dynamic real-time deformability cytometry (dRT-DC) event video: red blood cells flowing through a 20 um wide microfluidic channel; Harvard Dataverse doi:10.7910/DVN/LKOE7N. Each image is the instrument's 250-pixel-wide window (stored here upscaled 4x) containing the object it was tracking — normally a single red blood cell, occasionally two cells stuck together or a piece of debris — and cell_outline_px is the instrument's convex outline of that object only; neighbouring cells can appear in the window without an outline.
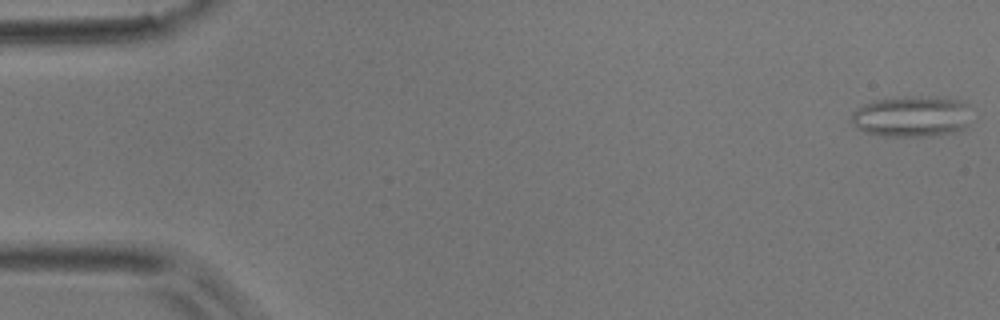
{"species": "common noctule bat (a hibernating species)", "species_latin": "Nyctalus noctula", "temperature_condition": "room temperature", "stored_images_in_passage": 50, "camera_frame_rate_fps": 3000, "um_per_image_px": 0.085, "animal": {"sex": "male", "body_mass_g": 17.9}, "frame": {"image": 1, "passage_image": 1, "time_ms": 0.0, "image_size_px": [1000, 320], "cell_outline_px": [[968, 124], [960, 132], [936, 136], [876, 136], [864, 132], [856, 128], [852, 120], [852, 112], [856, 108], [864, 104], [876, 100], [936, 96], [960, 100], [968, 104]], "centroid_in_image_um": [77.52, 9.93], "position_along_channel_um": 7.5, "area_um2": 28.78}}
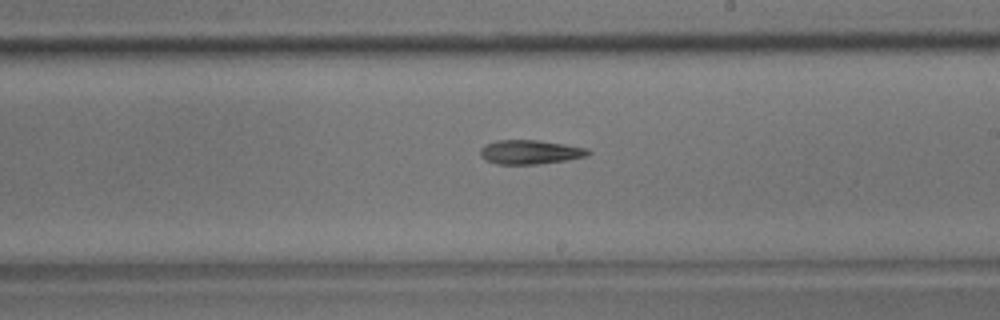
{"frame": {"image": 2, "passage_image": 29, "time_ms": 9.333, "image_size_px": [1000, 320], "cell_outline_px": [[592, 152], [588, 156], [568, 160], [540, 164], [496, 164], [484, 160], [480, 156], [480, 148], [484, 144], [496, 140], [536, 140], [564, 144], [588, 148]], "centroid_in_image_um": [45.05, 12.93], "position_along_channel_um": 244.0, "area_um2": 15.43}}
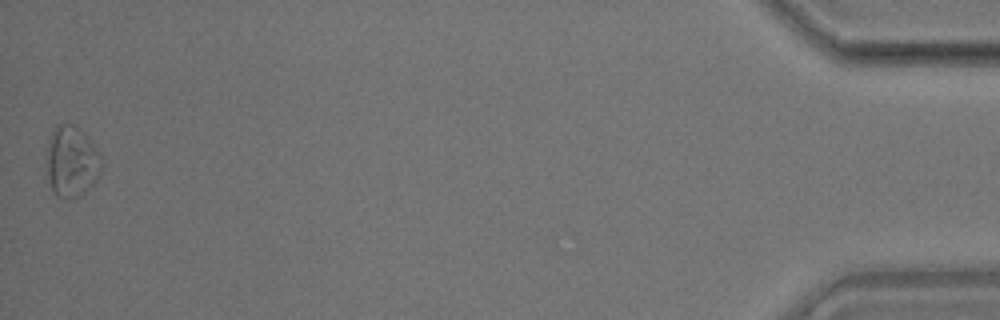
{"frame": {"image": 3, "passage_image": 50, "time_ms": 16.333, "image_size_px": [1000, 320], "cell_outline_px": [[104, 156], [100, 172], [96, 180], [80, 196], [68, 200], [56, 196], [52, 188], [48, 176], [48, 148], [52, 132], [56, 124], [72, 124], [84, 132]], "centroid_in_image_um": [6.14, 13.73], "position_along_channel_um": 429.1, "area_um2": 22.72}, "authors_computed_cell_mechanics": {"area_um2": 16.2418, "velocity_mm_per_s": 3.9774, "shape_relaxation_time_tau1_ms": 7.8477, "shape_relaxation_time_tau2_ms": null, "deformation_change_tau1": 0.1674, "deformation_change_tau2": null}}